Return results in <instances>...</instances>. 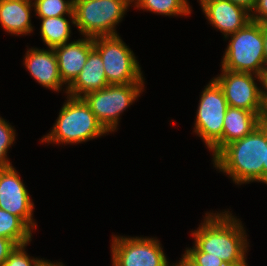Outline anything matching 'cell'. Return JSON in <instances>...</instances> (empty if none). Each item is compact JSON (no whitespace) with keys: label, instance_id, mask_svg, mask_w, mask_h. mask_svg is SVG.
<instances>
[{"label":"cell","instance_id":"cell-24","mask_svg":"<svg viewBox=\"0 0 267 266\" xmlns=\"http://www.w3.org/2000/svg\"><path fill=\"white\" fill-rule=\"evenodd\" d=\"M198 266H225L226 263L221 258L205 257L204 252H200L195 246L186 248L184 252Z\"/></svg>","mask_w":267,"mask_h":266},{"label":"cell","instance_id":"cell-8","mask_svg":"<svg viewBox=\"0 0 267 266\" xmlns=\"http://www.w3.org/2000/svg\"><path fill=\"white\" fill-rule=\"evenodd\" d=\"M145 83L108 84L82 97L97 120L110 133L118 129L120 116L144 92Z\"/></svg>","mask_w":267,"mask_h":266},{"label":"cell","instance_id":"cell-32","mask_svg":"<svg viewBox=\"0 0 267 266\" xmlns=\"http://www.w3.org/2000/svg\"><path fill=\"white\" fill-rule=\"evenodd\" d=\"M225 266H249V265L247 263V260L245 259L242 262H238V263H235V264H226Z\"/></svg>","mask_w":267,"mask_h":266},{"label":"cell","instance_id":"cell-20","mask_svg":"<svg viewBox=\"0 0 267 266\" xmlns=\"http://www.w3.org/2000/svg\"><path fill=\"white\" fill-rule=\"evenodd\" d=\"M189 4L188 0H136L133 7L168 17H185L192 11Z\"/></svg>","mask_w":267,"mask_h":266},{"label":"cell","instance_id":"cell-7","mask_svg":"<svg viewBox=\"0 0 267 266\" xmlns=\"http://www.w3.org/2000/svg\"><path fill=\"white\" fill-rule=\"evenodd\" d=\"M108 84L145 83L141 65L133 51L118 35L93 37Z\"/></svg>","mask_w":267,"mask_h":266},{"label":"cell","instance_id":"cell-13","mask_svg":"<svg viewBox=\"0 0 267 266\" xmlns=\"http://www.w3.org/2000/svg\"><path fill=\"white\" fill-rule=\"evenodd\" d=\"M23 64L35 81L43 87L58 93L63 89L67 93V87L61 80L54 49L27 48Z\"/></svg>","mask_w":267,"mask_h":266},{"label":"cell","instance_id":"cell-19","mask_svg":"<svg viewBox=\"0 0 267 266\" xmlns=\"http://www.w3.org/2000/svg\"><path fill=\"white\" fill-rule=\"evenodd\" d=\"M32 232L18 216L0 208V237L8 238L19 246L31 243Z\"/></svg>","mask_w":267,"mask_h":266},{"label":"cell","instance_id":"cell-26","mask_svg":"<svg viewBox=\"0 0 267 266\" xmlns=\"http://www.w3.org/2000/svg\"><path fill=\"white\" fill-rule=\"evenodd\" d=\"M17 245L8 238L0 237V266H3L9 254L15 249Z\"/></svg>","mask_w":267,"mask_h":266},{"label":"cell","instance_id":"cell-10","mask_svg":"<svg viewBox=\"0 0 267 266\" xmlns=\"http://www.w3.org/2000/svg\"><path fill=\"white\" fill-rule=\"evenodd\" d=\"M213 79L221 87L230 107L251 112H264V84L262 76L252 73L233 72L220 69ZM259 81L260 85L256 83Z\"/></svg>","mask_w":267,"mask_h":266},{"label":"cell","instance_id":"cell-35","mask_svg":"<svg viewBox=\"0 0 267 266\" xmlns=\"http://www.w3.org/2000/svg\"><path fill=\"white\" fill-rule=\"evenodd\" d=\"M262 79H263V83H267V64H266L265 71H264V74L262 76Z\"/></svg>","mask_w":267,"mask_h":266},{"label":"cell","instance_id":"cell-1","mask_svg":"<svg viewBox=\"0 0 267 266\" xmlns=\"http://www.w3.org/2000/svg\"><path fill=\"white\" fill-rule=\"evenodd\" d=\"M231 212L224 210L205 213L197 230L191 231L193 245L204 252L205 257H219L226 264L247 259L246 253L250 246L242 221Z\"/></svg>","mask_w":267,"mask_h":266},{"label":"cell","instance_id":"cell-31","mask_svg":"<svg viewBox=\"0 0 267 266\" xmlns=\"http://www.w3.org/2000/svg\"><path fill=\"white\" fill-rule=\"evenodd\" d=\"M39 266H65L62 262H52L50 260H43V262Z\"/></svg>","mask_w":267,"mask_h":266},{"label":"cell","instance_id":"cell-5","mask_svg":"<svg viewBox=\"0 0 267 266\" xmlns=\"http://www.w3.org/2000/svg\"><path fill=\"white\" fill-rule=\"evenodd\" d=\"M204 87L193 132L201 138L214 158L222 150L223 121L229 105L221 87L213 78Z\"/></svg>","mask_w":267,"mask_h":266},{"label":"cell","instance_id":"cell-6","mask_svg":"<svg viewBox=\"0 0 267 266\" xmlns=\"http://www.w3.org/2000/svg\"><path fill=\"white\" fill-rule=\"evenodd\" d=\"M130 6L126 0H74V26L82 37L118 35L116 25Z\"/></svg>","mask_w":267,"mask_h":266},{"label":"cell","instance_id":"cell-30","mask_svg":"<svg viewBox=\"0 0 267 266\" xmlns=\"http://www.w3.org/2000/svg\"><path fill=\"white\" fill-rule=\"evenodd\" d=\"M263 183L267 185V146H265V162L263 163Z\"/></svg>","mask_w":267,"mask_h":266},{"label":"cell","instance_id":"cell-28","mask_svg":"<svg viewBox=\"0 0 267 266\" xmlns=\"http://www.w3.org/2000/svg\"><path fill=\"white\" fill-rule=\"evenodd\" d=\"M181 256L179 262L173 263V266H198L185 253Z\"/></svg>","mask_w":267,"mask_h":266},{"label":"cell","instance_id":"cell-25","mask_svg":"<svg viewBox=\"0 0 267 266\" xmlns=\"http://www.w3.org/2000/svg\"><path fill=\"white\" fill-rule=\"evenodd\" d=\"M251 20L267 23V0H256L254 10L251 12Z\"/></svg>","mask_w":267,"mask_h":266},{"label":"cell","instance_id":"cell-4","mask_svg":"<svg viewBox=\"0 0 267 266\" xmlns=\"http://www.w3.org/2000/svg\"><path fill=\"white\" fill-rule=\"evenodd\" d=\"M228 39L230 40L222 57L221 68L263 76L266 67L263 24L251 20L237 32L225 37V40Z\"/></svg>","mask_w":267,"mask_h":266},{"label":"cell","instance_id":"cell-12","mask_svg":"<svg viewBox=\"0 0 267 266\" xmlns=\"http://www.w3.org/2000/svg\"><path fill=\"white\" fill-rule=\"evenodd\" d=\"M202 12L223 37L231 35L251 21V13L228 0H199Z\"/></svg>","mask_w":267,"mask_h":266},{"label":"cell","instance_id":"cell-29","mask_svg":"<svg viewBox=\"0 0 267 266\" xmlns=\"http://www.w3.org/2000/svg\"><path fill=\"white\" fill-rule=\"evenodd\" d=\"M263 48L265 63L267 64V23L263 24Z\"/></svg>","mask_w":267,"mask_h":266},{"label":"cell","instance_id":"cell-9","mask_svg":"<svg viewBox=\"0 0 267 266\" xmlns=\"http://www.w3.org/2000/svg\"><path fill=\"white\" fill-rule=\"evenodd\" d=\"M112 236V266H169L162 244L156 237Z\"/></svg>","mask_w":267,"mask_h":266},{"label":"cell","instance_id":"cell-22","mask_svg":"<svg viewBox=\"0 0 267 266\" xmlns=\"http://www.w3.org/2000/svg\"><path fill=\"white\" fill-rule=\"evenodd\" d=\"M7 120L0 116V168L12 166L8 158V150L15 143L16 130Z\"/></svg>","mask_w":267,"mask_h":266},{"label":"cell","instance_id":"cell-11","mask_svg":"<svg viewBox=\"0 0 267 266\" xmlns=\"http://www.w3.org/2000/svg\"><path fill=\"white\" fill-rule=\"evenodd\" d=\"M26 188L14 166L0 168V208L18 216L33 231L38 226L33 218L35 205Z\"/></svg>","mask_w":267,"mask_h":266},{"label":"cell","instance_id":"cell-27","mask_svg":"<svg viewBox=\"0 0 267 266\" xmlns=\"http://www.w3.org/2000/svg\"><path fill=\"white\" fill-rule=\"evenodd\" d=\"M236 5L245 8L250 13L254 10L256 0H228Z\"/></svg>","mask_w":267,"mask_h":266},{"label":"cell","instance_id":"cell-36","mask_svg":"<svg viewBox=\"0 0 267 266\" xmlns=\"http://www.w3.org/2000/svg\"><path fill=\"white\" fill-rule=\"evenodd\" d=\"M126 1L129 2L132 5L136 2V0H126Z\"/></svg>","mask_w":267,"mask_h":266},{"label":"cell","instance_id":"cell-23","mask_svg":"<svg viewBox=\"0 0 267 266\" xmlns=\"http://www.w3.org/2000/svg\"><path fill=\"white\" fill-rule=\"evenodd\" d=\"M29 244L16 246L15 249L9 254V257L3 266H39L44 258H32L26 252V246Z\"/></svg>","mask_w":267,"mask_h":266},{"label":"cell","instance_id":"cell-2","mask_svg":"<svg viewBox=\"0 0 267 266\" xmlns=\"http://www.w3.org/2000/svg\"><path fill=\"white\" fill-rule=\"evenodd\" d=\"M267 127L261 123L251 133L227 144L214 158L213 166L234 184L263 183Z\"/></svg>","mask_w":267,"mask_h":266},{"label":"cell","instance_id":"cell-17","mask_svg":"<svg viewBox=\"0 0 267 266\" xmlns=\"http://www.w3.org/2000/svg\"><path fill=\"white\" fill-rule=\"evenodd\" d=\"M263 114L229 106L223 121L222 149L251 133L262 123Z\"/></svg>","mask_w":267,"mask_h":266},{"label":"cell","instance_id":"cell-16","mask_svg":"<svg viewBox=\"0 0 267 266\" xmlns=\"http://www.w3.org/2000/svg\"><path fill=\"white\" fill-rule=\"evenodd\" d=\"M34 10L32 0L0 1V25L11 35H28L34 31L31 13Z\"/></svg>","mask_w":267,"mask_h":266},{"label":"cell","instance_id":"cell-21","mask_svg":"<svg viewBox=\"0 0 267 266\" xmlns=\"http://www.w3.org/2000/svg\"><path fill=\"white\" fill-rule=\"evenodd\" d=\"M39 18L74 16V0H32Z\"/></svg>","mask_w":267,"mask_h":266},{"label":"cell","instance_id":"cell-33","mask_svg":"<svg viewBox=\"0 0 267 266\" xmlns=\"http://www.w3.org/2000/svg\"><path fill=\"white\" fill-rule=\"evenodd\" d=\"M264 84V107H267V83Z\"/></svg>","mask_w":267,"mask_h":266},{"label":"cell","instance_id":"cell-14","mask_svg":"<svg viewBox=\"0 0 267 266\" xmlns=\"http://www.w3.org/2000/svg\"><path fill=\"white\" fill-rule=\"evenodd\" d=\"M94 48L93 37L84 36L77 41L55 47L59 73L63 84L68 88L81 72L90 51Z\"/></svg>","mask_w":267,"mask_h":266},{"label":"cell","instance_id":"cell-34","mask_svg":"<svg viewBox=\"0 0 267 266\" xmlns=\"http://www.w3.org/2000/svg\"><path fill=\"white\" fill-rule=\"evenodd\" d=\"M262 123L267 127V107H264V114L262 117Z\"/></svg>","mask_w":267,"mask_h":266},{"label":"cell","instance_id":"cell-3","mask_svg":"<svg viewBox=\"0 0 267 266\" xmlns=\"http://www.w3.org/2000/svg\"><path fill=\"white\" fill-rule=\"evenodd\" d=\"M66 96L52 130L41 138V143L74 145L109 134L83 98Z\"/></svg>","mask_w":267,"mask_h":266},{"label":"cell","instance_id":"cell-15","mask_svg":"<svg viewBox=\"0 0 267 266\" xmlns=\"http://www.w3.org/2000/svg\"><path fill=\"white\" fill-rule=\"evenodd\" d=\"M107 85L108 82L102 58L99 52L93 48L81 72L67 88L66 94L72 97L82 98L88 93L105 88Z\"/></svg>","mask_w":267,"mask_h":266},{"label":"cell","instance_id":"cell-18","mask_svg":"<svg viewBox=\"0 0 267 266\" xmlns=\"http://www.w3.org/2000/svg\"><path fill=\"white\" fill-rule=\"evenodd\" d=\"M46 17L41 19L40 36L47 48H55L69 42L71 27L75 25V17Z\"/></svg>","mask_w":267,"mask_h":266}]
</instances>
